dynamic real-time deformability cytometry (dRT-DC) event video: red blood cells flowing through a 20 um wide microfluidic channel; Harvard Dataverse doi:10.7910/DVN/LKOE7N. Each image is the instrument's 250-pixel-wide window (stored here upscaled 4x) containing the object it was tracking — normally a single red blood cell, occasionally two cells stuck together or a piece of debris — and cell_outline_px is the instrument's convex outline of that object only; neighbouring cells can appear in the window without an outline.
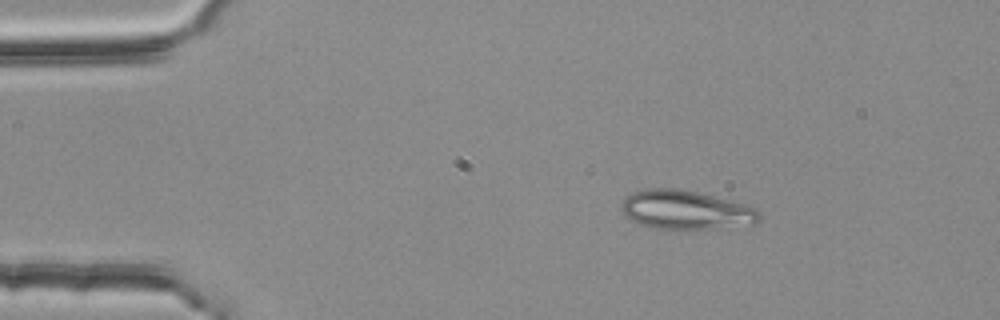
{"species": "common noctule bat (a hibernating species)", "species_latin": "Nyctalus noctula", "temperature_condition": "room temperature", "stored_images_in_passage": 39, "camera_frame_rate_fps": 3000, "um_per_image_px": 0.085, "animal": {"sex": "female", "body_mass_g": 25.1}, "frame": {"image": 1, "passage_image": 1, "time_ms": 0.0, "image_size_px": [1000, 320], "cell_outline_px": [[760, 220], [756, 224], [708, 228], [656, 228], [640, 224], [624, 216], [620, 208], [624, 200], [632, 192], [644, 188], [680, 188], [744, 204], [756, 208], [760, 212]], "centroid_in_image_um": [58.27, 17.83], "position_along_channel_um": 26.7, "area_um2": 30.98}}
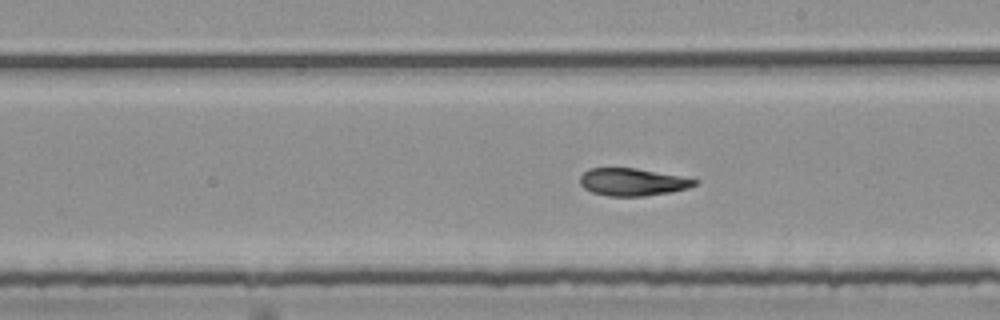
{"frame": {"image": 2, "passage_image": 23, "time_ms": 7.333, "image_size_px": [1000, 320], "cell_outline_px": [[700, 180], [696, 184], [688, 188], [672, 192], [644, 196], [608, 196], [592, 192], [584, 188], [580, 184], [580, 176], [588, 168], [636, 168]], "centroid_in_image_um": [53.75, 15.47], "position_along_channel_um": 235.3, "area_um2": 18.32}}
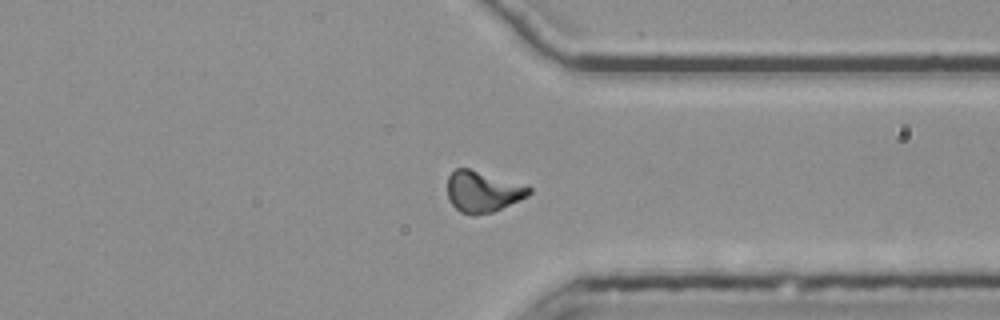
{"frame": {"image": 3, "passage_image": 34, "time_ms": 11.0, "image_size_px": [1000, 320], "cell_outline_px": [[532, 192], [528, 196], [520, 200], [492, 212], [476, 216], [472, 216], [460, 212], [448, 200], [448, 176], [456, 168], [468, 168], [528, 184], [532, 188]], "centroid_in_image_um": [41.07, 16.28], "position_along_channel_um": 370.3, "area_um2": 19.94}, "authors_computed_cell_mechanics": {"area_um2": 19.1318, "velocity_mm_per_s": 3.7471, "shape_relaxation_time_tau1_ms": null, "shape_relaxation_time_tau2_ms": 3.115, "deformation_change_tau1": null, "deformation_change_tau2": 0.0899}}